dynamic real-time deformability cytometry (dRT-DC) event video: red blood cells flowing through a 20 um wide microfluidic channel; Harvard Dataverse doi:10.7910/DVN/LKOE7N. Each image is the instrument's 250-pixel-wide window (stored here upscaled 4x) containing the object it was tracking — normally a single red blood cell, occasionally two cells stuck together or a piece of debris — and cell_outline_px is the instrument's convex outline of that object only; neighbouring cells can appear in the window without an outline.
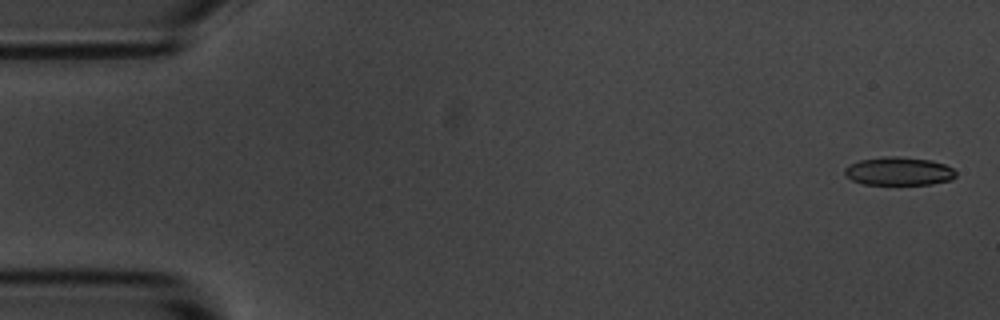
{"species": "common noctule bat (a hibernating species)", "species_latin": "Nyctalus noctula", "temperature_condition": "room temperature", "stored_images_in_passage": 6, "camera_frame_rate_fps": 3000, "um_per_image_px": 0.085, "animal": {"sex": "male", "body_mass_g": 20.1, "forearm_length_mm": 53.5}, "frame": {"image": 1, "passage_image": 1, "time_ms": 0.0, "image_size_px": [1000, 320], "cell_outline_px": [[956, 176], [952, 180], [932, 184], [864, 184], [852, 180], [844, 176], [844, 168], [848, 164], [860, 160], [884, 156], [900, 156], [932, 160], [944, 164], [952, 168], [956, 172]], "centroid_in_image_um": [76.38, 14.54], "position_along_channel_um": 8.6, "area_um2": 18.55}}